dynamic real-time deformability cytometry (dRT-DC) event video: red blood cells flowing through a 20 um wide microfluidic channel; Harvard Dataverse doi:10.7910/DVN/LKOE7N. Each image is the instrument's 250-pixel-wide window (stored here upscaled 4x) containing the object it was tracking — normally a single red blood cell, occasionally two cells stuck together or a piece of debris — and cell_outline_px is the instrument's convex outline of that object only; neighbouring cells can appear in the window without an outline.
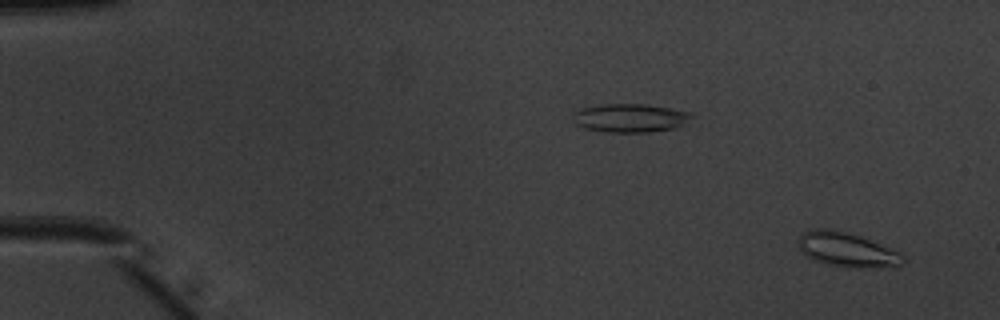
{"species": "common noctule bat (a hibernating species)", "species_latin": "Nyctalus noctula", "temperature_condition": "warm", "stored_images_in_passage": 7, "camera_frame_rate_fps": 3000, "um_per_image_px": 0.085, "animal": {"sex": "male", "body_mass_g": 20.1, "forearm_length_mm": 53.5}, "frame": {"image": 1, "passage_image": 3, "time_ms": 0.667, "image_size_px": [1000, 320], "cell_outline_px": [[908, 260], [896, 268], [848, 268], [828, 264], [812, 260], [800, 248], [796, 240], [804, 232], [812, 228], [824, 228], [844, 232], [860, 236], [904, 252]], "centroid_in_image_um": [72.12, 21.26], "position_along_channel_um": 12.9, "area_um2": 21.68}}